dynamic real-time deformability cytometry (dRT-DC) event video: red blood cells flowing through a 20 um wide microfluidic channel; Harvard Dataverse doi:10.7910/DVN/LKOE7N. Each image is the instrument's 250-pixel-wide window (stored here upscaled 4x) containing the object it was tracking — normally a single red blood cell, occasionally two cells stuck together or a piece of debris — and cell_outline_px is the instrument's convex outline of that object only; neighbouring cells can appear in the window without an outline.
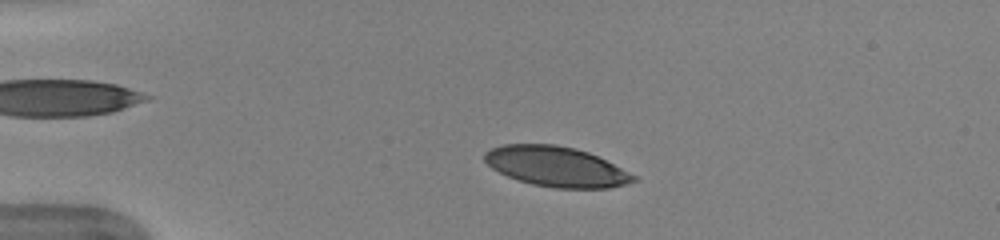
{"species": "human", "species_latin": "Homo sapiens", "temperature_condition": "warm", "stored_images_in_passage": 43, "camera_frame_rate_fps": 3000, "um_per_image_px": 0.085, "donor": {"sex": "female"}, "frame": {"image": 1, "passage_image": 8, "time_ms": 2.333, "image_size_px": [1000, 240], "cell_outline_px": [[636, 180], [624, 184], [608, 188], [552, 188], [532, 184], [516, 180], [492, 168], [484, 160], [484, 152], [492, 148], [504, 144], [556, 144], [576, 148], [588, 152], [636, 176]], "centroid_in_image_um": [47.23, 14.15], "position_along_channel_um": 37.8, "area_um2": 34.51}}
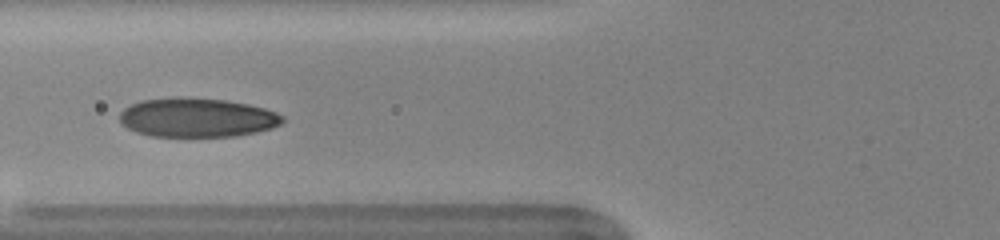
{"frame": {"image": 2, "passage_image": 17, "time_ms": 5.333, "image_size_px": [1000, 240], "cell_outline_px": [[284, 120], [280, 124], [272, 128], [256, 132], [236, 136], [152, 136], [136, 132], [120, 124], [120, 112], [124, 108], [140, 100], [224, 100], [248, 104], [264, 108], [276, 112], [284, 116]], "centroid_in_image_um": [16.78, 10.04], "position_along_channel_um": 109.0, "area_um2": 36.07}}
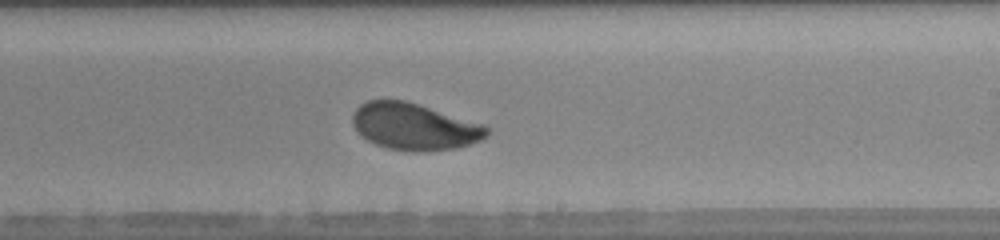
{"frame": {"image": 3, "passage_image": 28, "time_ms": 9.0, "image_size_px": [1000, 240], "cell_outline_px": [[492, 128], [488, 136], [480, 140], [456, 148], [420, 152], [412, 152], [388, 148], [376, 144], [368, 140], [352, 124], [352, 112], [360, 104], [368, 100], [404, 100], [484, 124]], "centroid_in_image_um": [35.24, 10.76], "position_along_channel_um": 253.8, "area_um2": 36.53}, "authors_computed_cell_mechanics": {"area_um2": 36.0672, "velocity_mm_per_s": 3.9446, "shape_relaxation_time_tau1_ms": 2.7763, "shape_relaxation_time_tau2_ms": 1.0934, "deformation_change_tau1": 0.1458, "deformation_change_tau2": 0.0693}}